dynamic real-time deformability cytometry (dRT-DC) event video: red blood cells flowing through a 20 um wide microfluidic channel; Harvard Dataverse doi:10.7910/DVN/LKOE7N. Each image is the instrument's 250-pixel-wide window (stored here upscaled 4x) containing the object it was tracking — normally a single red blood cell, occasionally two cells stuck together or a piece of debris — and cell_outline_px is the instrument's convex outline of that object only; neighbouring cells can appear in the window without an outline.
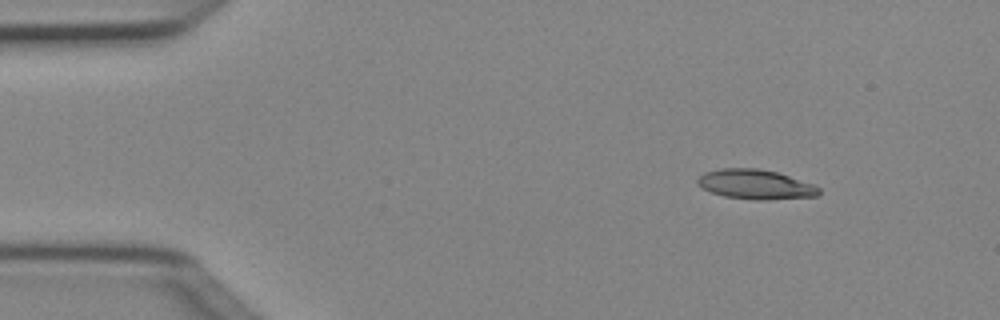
{"species": "Egyptian fruit bat (a non-hibernating species)", "species_latin": "Rousettus aegyptiacus", "temperature_condition": "cold", "stored_images_in_passage": 4, "camera_frame_rate_fps": 3000, "um_per_image_px": 0.085, "animal": {"sex": "female"}, "frame": {"image": 1, "passage_image": 1, "time_ms": 0.0, "image_size_px": [1000, 320], "cell_outline_px": [[820, 196], [768, 200], [756, 200], [724, 196], [712, 192], [696, 184], [696, 180], [704, 172], [720, 168], [756, 168], [776, 172], [816, 184], [820, 188]], "centroid_in_image_um": [64.26, 15.67], "position_along_channel_um": 20.7, "area_um2": 21.15}}
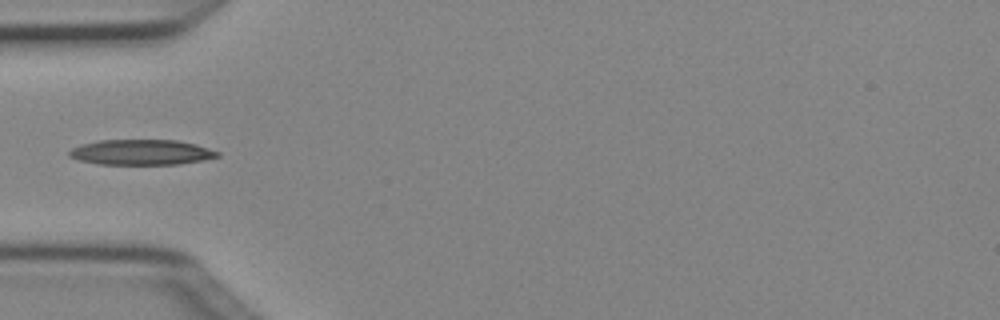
{"frame": {"image": 2, "passage_image": 3, "time_ms": 0.667, "image_size_px": [1000, 320], "cell_outline_px": [[220, 156], [204, 160], [180, 164], [96, 164], [80, 160], [68, 156], [68, 152], [72, 148], [80, 144], [100, 140], [176, 140], [196, 144], [220, 152]], "centroid_in_image_um": [12.01, 12.94], "position_along_channel_um": 73.0, "area_um2": 21.96}}
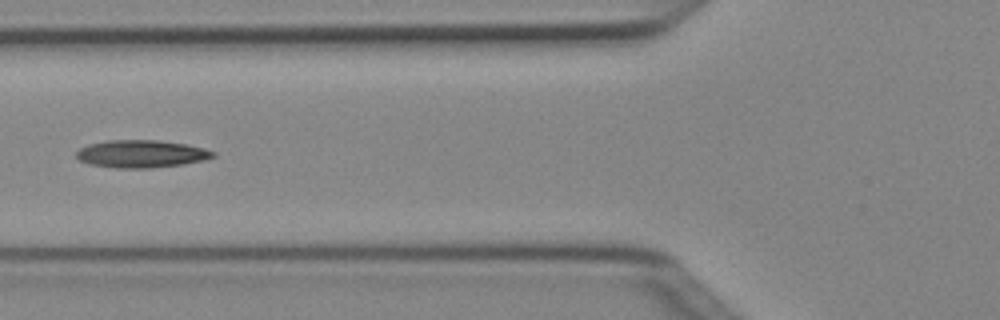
{"frame": {"image": 3, "passage_image": 4, "time_ms": 1.0, "image_size_px": [1000, 320], "cell_outline_px": [[216, 156], [204, 160], [184, 164], [152, 168], [116, 168], [88, 164], [80, 160], [76, 156], [76, 152], [80, 148], [88, 144], [108, 140], [160, 140], [188, 144], [204, 148], [216, 152]], "centroid_in_image_um": [12.03, 13.07], "position_along_channel_um": 113.8, "area_um2": 22.2}}